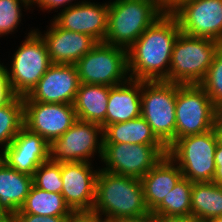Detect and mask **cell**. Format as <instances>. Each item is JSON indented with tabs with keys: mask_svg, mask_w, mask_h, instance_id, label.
<instances>
[{
	"mask_svg": "<svg viewBox=\"0 0 222 222\" xmlns=\"http://www.w3.org/2000/svg\"><path fill=\"white\" fill-rule=\"evenodd\" d=\"M181 33L177 18L167 10L128 48L131 79L168 82L174 43Z\"/></svg>",
	"mask_w": 222,
	"mask_h": 222,
	"instance_id": "cell-1",
	"label": "cell"
},
{
	"mask_svg": "<svg viewBox=\"0 0 222 222\" xmlns=\"http://www.w3.org/2000/svg\"><path fill=\"white\" fill-rule=\"evenodd\" d=\"M149 212L140 178L99 169L91 215L102 221L117 222Z\"/></svg>",
	"mask_w": 222,
	"mask_h": 222,
	"instance_id": "cell-2",
	"label": "cell"
},
{
	"mask_svg": "<svg viewBox=\"0 0 222 222\" xmlns=\"http://www.w3.org/2000/svg\"><path fill=\"white\" fill-rule=\"evenodd\" d=\"M167 11L163 0H114L109 2L104 43L126 50Z\"/></svg>",
	"mask_w": 222,
	"mask_h": 222,
	"instance_id": "cell-3",
	"label": "cell"
},
{
	"mask_svg": "<svg viewBox=\"0 0 222 222\" xmlns=\"http://www.w3.org/2000/svg\"><path fill=\"white\" fill-rule=\"evenodd\" d=\"M219 48V41L192 37L181 32L174 43L168 82L181 85L200 84Z\"/></svg>",
	"mask_w": 222,
	"mask_h": 222,
	"instance_id": "cell-4",
	"label": "cell"
},
{
	"mask_svg": "<svg viewBox=\"0 0 222 222\" xmlns=\"http://www.w3.org/2000/svg\"><path fill=\"white\" fill-rule=\"evenodd\" d=\"M176 94L177 83L142 81L141 116L167 148L175 142Z\"/></svg>",
	"mask_w": 222,
	"mask_h": 222,
	"instance_id": "cell-5",
	"label": "cell"
},
{
	"mask_svg": "<svg viewBox=\"0 0 222 222\" xmlns=\"http://www.w3.org/2000/svg\"><path fill=\"white\" fill-rule=\"evenodd\" d=\"M218 138L214 128L205 133L177 139L168 156L178 165L183 177L191 182H212L215 172V149Z\"/></svg>",
	"mask_w": 222,
	"mask_h": 222,
	"instance_id": "cell-6",
	"label": "cell"
},
{
	"mask_svg": "<svg viewBox=\"0 0 222 222\" xmlns=\"http://www.w3.org/2000/svg\"><path fill=\"white\" fill-rule=\"evenodd\" d=\"M13 55L11 68L6 67L12 95L25 97L53 64L42 37L32 29Z\"/></svg>",
	"mask_w": 222,
	"mask_h": 222,
	"instance_id": "cell-7",
	"label": "cell"
},
{
	"mask_svg": "<svg viewBox=\"0 0 222 222\" xmlns=\"http://www.w3.org/2000/svg\"><path fill=\"white\" fill-rule=\"evenodd\" d=\"M75 66L80 83L116 86L130 78L127 50L104 42H98Z\"/></svg>",
	"mask_w": 222,
	"mask_h": 222,
	"instance_id": "cell-8",
	"label": "cell"
},
{
	"mask_svg": "<svg viewBox=\"0 0 222 222\" xmlns=\"http://www.w3.org/2000/svg\"><path fill=\"white\" fill-rule=\"evenodd\" d=\"M167 154L165 145L103 143L100 159L106 167L100 169L141 179Z\"/></svg>",
	"mask_w": 222,
	"mask_h": 222,
	"instance_id": "cell-9",
	"label": "cell"
},
{
	"mask_svg": "<svg viewBox=\"0 0 222 222\" xmlns=\"http://www.w3.org/2000/svg\"><path fill=\"white\" fill-rule=\"evenodd\" d=\"M214 128V104L199 84H177L176 136L205 133Z\"/></svg>",
	"mask_w": 222,
	"mask_h": 222,
	"instance_id": "cell-10",
	"label": "cell"
},
{
	"mask_svg": "<svg viewBox=\"0 0 222 222\" xmlns=\"http://www.w3.org/2000/svg\"><path fill=\"white\" fill-rule=\"evenodd\" d=\"M103 141L101 125L77 120L50 144V160L59 163L89 162L97 152L102 158Z\"/></svg>",
	"mask_w": 222,
	"mask_h": 222,
	"instance_id": "cell-11",
	"label": "cell"
},
{
	"mask_svg": "<svg viewBox=\"0 0 222 222\" xmlns=\"http://www.w3.org/2000/svg\"><path fill=\"white\" fill-rule=\"evenodd\" d=\"M169 11L183 34L222 40V0H178Z\"/></svg>",
	"mask_w": 222,
	"mask_h": 222,
	"instance_id": "cell-12",
	"label": "cell"
},
{
	"mask_svg": "<svg viewBox=\"0 0 222 222\" xmlns=\"http://www.w3.org/2000/svg\"><path fill=\"white\" fill-rule=\"evenodd\" d=\"M23 116L24 127L49 144L78 120L74 106L64 103L23 102Z\"/></svg>",
	"mask_w": 222,
	"mask_h": 222,
	"instance_id": "cell-13",
	"label": "cell"
},
{
	"mask_svg": "<svg viewBox=\"0 0 222 222\" xmlns=\"http://www.w3.org/2000/svg\"><path fill=\"white\" fill-rule=\"evenodd\" d=\"M91 164V162L61 163L63 182L61 194L75 214H91L95 202L99 170H93Z\"/></svg>",
	"mask_w": 222,
	"mask_h": 222,
	"instance_id": "cell-14",
	"label": "cell"
},
{
	"mask_svg": "<svg viewBox=\"0 0 222 222\" xmlns=\"http://www.w3.org/2000/svg\"><path fill=\"white\" fill-rule=\"evenodd\" d=\"M80 80L73 64H52L23 102L74 103Z\"/></svg>",
	"mask_w": 222,
	"mask_h": 222,
	"instance_id": "cell-15",
	"label": "cell"
},
{
	"mask_svg": "<svg viewBox=\"0 0 222 222\" xmlns=\"http://www.w3.org/2000/svg\"><path fill=\"white\" fill-rule=\"evenodd\" d=\"M109 3L79 1L62 9L54 21L63 29L86 34L97 42H104L108 29Z\"/></svg>",
	"mask_w": 222,
	"mask_h": 222,
	"instance_id": "cell-16",
	"label": "cell"
},
{
	"mask_svg": "<svg viewBox=\"0 0 222 222\" xmlns=\"http://www.w3.org/2000/svg\"><path fill=\"white\" fill-rule=\"evenodd\" d=\"M49 159L50 144L24 126L9 146L2 151V160L9 167L31 176L43 162Z\"/></svg>",
	"mask_w": 222,
	"mask_h": 222,
	"instance_id": "cell-17",
	"label": "cell"
},
{
	"mask_svg": "<svg viewBox=\"0 0 222 222\" xmlns=\"http://www.w3.org/2000/svg\"><path fill=\"white\" fill-rule=\"evenodd\" d=\"M38 30L35 29L44 40L53 64L75 65L98 43L91 36L61 28L54 20L46 33Z\"/></svg>",
	"mask_w": 222,
	"mask_h": 222,
	"instance_id": "cell-18",
	"label": "cell"
},
{
	"mask_svg": "<svg viewBox=\"0 0 222 222\" xmlns=\"http://www.w3.org/2000/svg\"><path fill=\"white\" fill-rule=\"evenodd\" d=\"M142 81L129 78L126 82L110 86L105 127L141 116Z\"/></svg>",
	"mask_w": 222,
	"mask_h": 222,
	"instance_id": "cell-19",
	"label": "cell"
},
{
	"mask_svg": "<svg viewBox=\"0 0 222 222\" xmlns=\"http://www.w3.org/2000/svg\"><path fill=\"white\" fill-rule=\"evenodd\" d=\"M182 177L178 165L166 155L141 178L149 211L152 212L162 202Z\"/></svg>",
	"mask_w": 222,
	"mask_h": 222,
	"instance_id": "cell-20",
	"label": "cell"
},
{
	"mask_svg": "<svg viewBox=\"0 0 222 222\" xmlns=\"http://www.w3.org/2000/svg\"><path fill=\"white\" fill-rule=\"evenodd\" d=\"M33 185V176L0 162V206L12 218L23 206Z\"/></svg>",
	"mask_w": 222,
	"mask_h": 222,
	"instance_id": "cell-21",
	"label": "cell"
},
{
	"mask_svg": "<svg viewBox=\"0 0 222 222\" xmlns=\"http://www.w3.org/2000/svg\"><path fill=\"white\" fill-rule=\"evenodd\" d=\"M110 86L80 83L73 106L77 119L105 128Z\"/></svg>",
	"mask_w": 222,
	"mask_h": 222,
	"instance_id": "cell-22",
	"label": "cell"
},
{
	"mask_svg": "<svg viewBox=\"0 0 222 222\" xmlns=\"http://www.w3.org/2000/svg\"><path fill=\"white\" fill-rule=\"evenodd\" d=\"M103 136V143L164 145L142 116L126 122L107 125L103 129Z\"/></svg>",
	"mask_w": 222,
	"mask_h": 222,
	"instance_id": "cell-23",
	"label": "cell"
},
{
	"mask_svg": "<svg viewBox=\"0 0 222 222\" xmlns=\"http://www.w3.org/2000/svg\"><path fill=\"white\" fill-rule=\"evenodd\" d=\"M191 216L202 222L222 216V186L214 182H193Z\"/></svg>",
	"mask_w": 222,
	"mask_h": 222,
	"instance_id": "cell-24",
	"label": "cell"
},
{
	"mask_svg": "<svg viewBox=\"0 0 222 222\" xmlns=\"http://www.w3.org/2000/svg\"><path fill=\"white\" fill-rule=\"evenodd\" d=\"M17 213L41 216H74L62 194L41 190L32 185L23 206Z\"/></svg>",
	"mask_w": 222,
	"mask_h": 222,
	"instance_id": "cell-25",
	"label": "cell"
},
{
	"mask_svg": "<svg viewBox=\"0 0 222 222\" xmlns=\"http://www.w3.org/2000/svg\"><path fill=\"white\" fill-rule=\"evenodd\" d=\"M192 186L193 182L182 177L152 212L159 218L191 216Z\"/></svg>",
	"mask_w": 222,
	"mask_h": 222,
	"instance_id": "cell-26",
	"label": "cell"
},
{
	"mask_svg": "<svg viewBox=\"0 0 222 222\" xmlns=\"http://www.w3.org/2000/svg\"><path fill=\"white\" fill-rule=\"evenodd\" d=\"M24 126L23 99L12 95L0 103V146L1 151L9 146Z\"/></svg>",
	"mask_w": 222,
	"mask_h": 222,
	"instance_id": "cell-27",
	"label": "cell"
},
{
	"mask_svg": "<svg viewBox=\"0 0 222 222\" xmlns=\"http://www.w3.org/2000/svg\"><path fill=\"white\" fill-rule=\"evenodd\" d=\"M33 185L44 191L61 194V163L50 159L43 162L34 172Z\"/></svg>",
	"mask_w": 222,
	"mask_h": 222,
	"instance_id": "cell-28",
	"label": "cell"
},
{
	"mask_svg": "<svg viewBox=\"0 0 222 222\" xmlns=\"http://www.w3.org/2000/svg\"><path fill=\"white\" fill-rule=\"evenodd\" d=\"M30 9V0H0V35L15 32L21 23V6Z\"/></svg>",
	"mask_w": 222,
	"mask_h": 222,
	"instance_id": "cell-29",
	"label": "cell"
},
{
	"mask_svg": "<svg viewBox=\"0 0 222 222\" xmlns=\"http://www.w3.org/2000/svg\"><path fill=\"white\" fill-rule=\"evenodd\" d=\"M210 97L213 104L222 101V49L215 53L207 75L199 84Z\"/></svg>",
	"mask_w": 222,
	"mask_h": 222,
	"instance_id": "cell-30",
	"label": "cell"
},
{
	"mask_svg": "<svg viewBox=\"0 0 222 222\" xmlns=\"http://www.w3.org/2000/svg\"><path fill=\"white\" fill-rule=\"evenodd\" d=\"M73 216H41L26 213H16L11 222H67Z\"/></svg>",
	"mask_w": 222,
	"mask_h": 222,
	"instance_id": "cell-31",
	"label": "cell"
},
{
	"mask_svg": "<svg viewBox=\"0 0 222 222\" xmlns=\"http://www.w3.org/2000/svg\"><path fill=\"white\" fill-rule=\"evenodd\" d=\"M31 1V6H33L32 4H38L40 7V10L43 9V10H54V8L56 9H60L61 6H66V8L74 5V4H78V3H72V1L74 0H30ZM67 3V4H66Z\"/></svg>",
	"mask_w": 222,
	"mask_h": 222,
	"instance_id": "cell-32",
	"label": "cell"
},
{
	"mask_svg": "<svg viewBox=\"0 0 222 222\" xmlns=\"http://www.w3.org/2000/svg\"><path fill=\"white\" fill-rule=\"evenodd\" d=\"M11 96L6 77V66L0 63V103L5 102Z\"/></svg>",
	"mask_w": 222,
	"mask_h": 222,
	"instance_id": "cell-33",
	"label": "cell"
},
{
	"mask_svg": "<svg viewBox=\"0 0 222 222\" xmlns=\"http://www.w3.org/2000/svg\"><path fill=\"white\" fill-rule=\"evenodd\" d=\"M117 222H160V218L153 212L133 218H126Z\"/></svg>",
	"mask_w": 222,
	"mask_h": 222,
	"instance_id": "cell-34",
	"label": "cell"
},
{
	"mask_svg": "<svg viewBox=\"0 0 222 222\" xmlns=\"http://www.w3.org/2000/svg\"><path fill=\"white\" fill-rule=\"evenodd\" d=\"M67 222H98V218L91 214H75Z\"/></svg>",
	"mask_w": 222,
	"mask_h": 222,
	"instance_id": "cell-35",
	"label": "cell"
},
{
	"mask_svg": "<svg viewBox=\"0 0 222 222\" xmlns=\"http://www.w3.org/2000/svg\"><path fill=\"white\" fill-rule=\"evenodd\" d=\"M214 127H222V101L214 105Z\"/></svg>",
	"mask_w": 222,
	"mask_h": 222,
	"instance_id": "cell-36",
	"label": "cell"
},
{
	"mask_svg": "<svg viewBox=\"0 0 222 222\" xmlns=\"http://www.w3.org/2000/svg\"><path fill=\"white\" fill-rule=\"evenodd\" d=\"M160 222H202L193 216L160 218Z\"/></svg>",
	"mask_w": 222,
	"mask_h": 222,
	"instance_id": "cell-37",
	"label": "cell"
},
{
	"mask_svg": "<svg viewBox=\"0 0 222 222\" xmlns=\"http://www.w3.org/2000/svg\"><path fill=\"white\" fill-rule=\"evenodd\" d=\"M212 182L222 186V164H216V172Z\"/></svg>",
	"mask_w": 222,
	"mask_h": 222,
	"instance_id": "cell-38",
	"label": "cell"
},
{
	"mask_svg": "<svg viewBox=\"0 0 222 222\" xmlns=\"http://www.w3.org/2000/svg\"><path fill=\"white\" fill-rule=\"evenodd\" d=\"M215 164H222V144L219 142L215 149Z\"/></svg>",
	"mask_w": 222,
	"mask_h": 222,
	"instance_id": "cell-39",
	"label": "cell"
},
{
	"mask_svg": "<svg viewBox=\"0 0 222 222\" xmlns=\"http://www.w3.org/2000/svg\"><path fill=\"white\" fill-rule=\"evenodd\" d=\"M0 222H11V217L0 206Z\"/></svg>",
	"mask_w": 222,
	"mask_h": 222,
	"instance_id": "cell-40",
	"label": "cell"
},
{
	"mask_svg": "<svg viewBox=\"0 0 222 222\" xmlns=\"http://www.w3.org/2000/svg\"><path fill=\"white\" fill-rule=\"evenodd\" d=\"M214 130L216 132L218 142L222 144V127H214Z\"/></svg>",
	"mask_w": 222,
	"mask_h": 222,
	"instance_id": "cell-41",
	"label": "cell"
},
{
	"mask_svg": "<svg viewBox=\"0 0 222 222\" xmlns=\"http://www.w3.org/2000/svg\"><path fill=\"white\" fill-rule=\"evenodd\" d=\"M178 0H167L166 3V7L167 10H169Z\"/></svg>",
	"mask_w": 222,
	"mask_h": 222,
	"instance_id": "cell-42",
	"label": "cell"
},
{
	"mask_svg": "<svg viewBox=\"0 0 222 222\" xmlns=\"http://www.w3.org/2000/svg\"><path fill=\"white\" fill-rule=\"evenodd\" d=\"M206 222H222V216H218V217L209 219Z\"/></svg>",
	"mask_w": 222,
	"mask_h": 222,
	"instance_id": "cell-43",
	"label": "cell"
},
{
	"mask_svg": "<svg viewBox=\"0 0 222 222\" xmlns=\"http://www.w3.org/2000/svg\"><path fill=\"white\" fill-rule=\"evenodd\" d=\"M2 161V151H0V162Z\"/></svg>",
	"mask_w": 222,
	"mask_h": 222,
	"instance_id": "cell-44",
	"label": "cell"
},
{
	"mask_svg": "<svg viewBox=\"0 0 222 222\" xmlns=\"http://www.w3.org/2000/svg\"><path fill=\"white\" fill-rule=\"evenodd\" d=\"M220 48L222 49V40L220 41Z\"/></svg>",
	"mask_w": 222,
	"mask_h": 222,
	"instance_id": "cell-45",
	"label": "cell"
}]
</instances>
